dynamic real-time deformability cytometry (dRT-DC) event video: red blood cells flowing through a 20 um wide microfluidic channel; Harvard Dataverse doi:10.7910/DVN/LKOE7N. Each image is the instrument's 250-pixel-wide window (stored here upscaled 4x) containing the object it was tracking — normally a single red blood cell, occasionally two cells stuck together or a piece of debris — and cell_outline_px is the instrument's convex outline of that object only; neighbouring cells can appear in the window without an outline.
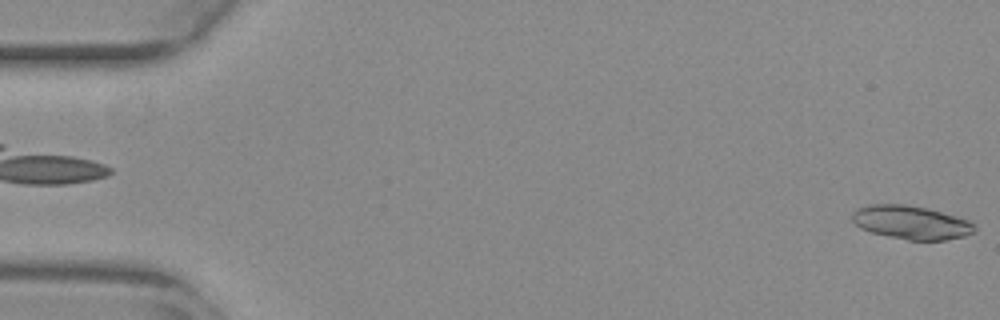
{"species": "common noctule bat (a hibernating species)", "species_latin": "Nyctalus noctula", "temperature_condition": "warm", "stored_images_in_passage": 20, "camera_frame_rate_fps": 3000, "um_per_image_px": 0.085, "animal": {"sex": "female", "body_mass_g": 29.2, "forearm_length_mm": 56.3}, "frame": {"image": 1, "passage_image": 1, "time_ms": 0.0, "image_size_px": [1000, 320], "cell_outline_px": [[976, 232], [964, 236], [944, 240], [908, 240], [872, 232], [860, 228], [852, 220], [852, 212], [868, 204], [904, 204], [924, 208], [956, 216], [968, 220], [976, 224]], "centroid_in_image_um": [77.47, 18.91], "position_along_channel_um": 7.5, "area_um2": 23.76}}
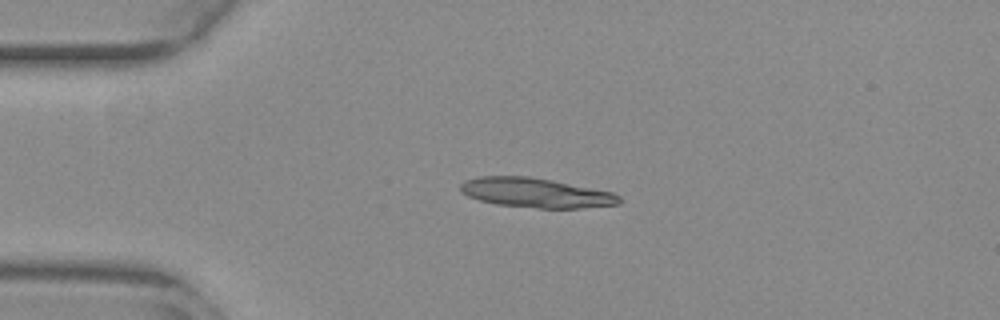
{"frame": {"image": 2, "passage_image": 13, "time_ms": 4.0, "image_size_px": [1000, 320], "cell_outline_px": [[620, 204], [580, 208], [540, 208], [496, 204], [480, 200], [468, 196], [460, 192], [460, 184], [464, 180], [480, 176], [528, 176], [552, 180], [612, 192], [620, 196]], "centroid_in_image_um": [45.52, 16.38], "position_along_channel_um": 39.5, "area_um2": 27.28}}